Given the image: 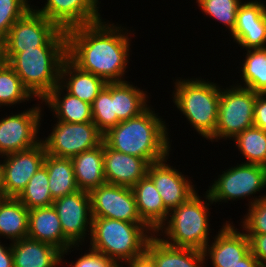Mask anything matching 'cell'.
<instances>
[{"label":"cell","mask_w":266,"mask_h":267,"mask_svg":"<svg viewBox=\"0 0 266 267\" xmlns=\"http://www.w3.org/2000/svg\"><path fill=\"white\" fill-rule=\"evenodd\" d=\"M121 26L102 19L67 30V58L107 83L126 81L123 77L129 66L131 37Z\"/></svg>","instance_id":"cell-1"},{"label":"cell","mask_w":266,"mask_h":267,"mask_svg":"<svg viewBox=\"0 0 266 267\" xmlns=\"http://www.w3.org/2000/svg\"><path fill=\"white\" fill-rule=\"evenodd\" d=\"M148 106L138 116L120 121L103 134L112 149L145 159L149 164L169 157L171 143L165 120Z\"/></svg>","instance_id":"cell-2"},{"label":"cell","mask_w":266,"mask_h":267,"mask_svg":"<svg viewBox=\"0 0 266 267\" xmlns=\"http://www.w3.org/2000/svg\"><path fill=\"white\" fill-rule=\"evenodd\" d=\"M92 218L88 246L121 266L122 263L126 265L127 262L144 254L148 241L155 234L145 223Z\"/></svg>","instance_id":"cell-3"},{"label":"cell","mask_w":266,"mask_h":267,"mask_svg":"<svg viewBox=\"0 0 266 267\" xmlns=\"http://www.w3.org/2000/svg\"><path fill=\"white\" fill-rule=\"evenodd\" d=\"M203 197L206 200H202L197 192L188 201L169 211L167 220L155 235L163 236L159 238L171 246L204 250L211 240L208 237L209 207L213 202L207 192Z\"/></svg>","instance_id":"cell-4"},{"label":"cell","mask_w":266,"mask_h":267,"mask_svg":"<svg viewBox=\"0 0 266 267\" xmlns=\"http://www.w3.org/2000/svg\"><path fill=\"white\" fill-rule=\"evenodd\" d=\"M179 79L174 82L173 103L196 132L208 140L217 126L220 85L200 77Z\"/></svg>","instance_id":"cell-5"},{"label":"cell","mask_w":266,"mask_h":267,"mask_svg":"<svg viewBox=\"0 0 266 267\" xmlns=\"http://www.w3.org/2000/svg\"><path fill=\"white\" fill-rule=\"evenodd\" d=\"M67 47H35L15 54L8 64L36 100H43L58 84Z\"/></svg>","instance_id":"cell-6"},{"label":"cell","mask_w":266,"mask_h":267,"mask_svg":"<svg viewBox=\"0 0 266 267\" xmlns=\"http://www.w3.org/2000/svg\"><path fill=\"white\" fill-rule=\"evenodd\" d=\"M6 47L8 61L15 54L35 47H67L66 31L32 7L10 28Z\"/></svg>","instance_id":"cell-7"},{"label":"cell","mask_w":266,"mask_h":267,"mask_svg":"<svg viewBox=\"0 0 266 267\" xmlns=\"http://www.w3.org/2000/svg\"><path fill=\"white\" fill-rule=\"evenodd\" d=\"M230 87L221 89L218 121L215 133L209 139L211 142H218L220 139L233 140L245 129L254 126L255 101L258 93L237 85Z\"/></svg>","instance_id":"cell-8"},{"label":"cell","mask_w":266,"mask_h":267,"mask_svg":"<svg viewBox=\"0 0 266 267\" xmlns=\"http://www.w3.org/2000/svg\"><path fill=\"white\" fill-rule=\"evenodd\" d=\"M236 167L222 172L218 175L209 189L206 191L212 202H227L251 197L248 206L266 197L265 195L255 197L254 194L266 188V167L256 164L237 163ZM254 195V197H253Z\"/></svg>","instance_id":"cell-9"},{"label":"cell","mask_w":266,"mask_h":267,"mask_svg":"<svg viewBox=\"0 0 266 267\" xmlns=\"http://www.w3.org/2000/svg\"><path fill=\"white\" fill-rule=\"evenodd\" d=\"M44 138L41 142L46 154L60 158H73L103 143V133L93 122L57 121L48 137Z\"/></svg>","instance_id":"cell-10"},{"label":"cell","mask_w":266,"mask_h":267,"mask_svg":"<svg viewBox=\"0 0 266 267\" xmlns=\"http://www.w3.org/2000/svg\"><path fill=\"white\" fill-rule=\"evenodd\" d=\"M38 105V106H36ZM0 119V156L28 150L41 142L37 134L43 117L40 104ZM41 108V109H40ZM42 115V116H41Z\"/></svg>","instance_id":"cell-11"},{"label":"cell","mask_w":266,"mask_h":267,"mask_svg":"<svg viewBox=\"0 0 266 267\" xmlns=\"http://www.w3.org/2000/svg\"><path fill=\"white\" fill-rule=\"evenodd\" d=\"M92 217L144 223L131 187L104 183L90 192Z\"/></svg>","instance_id":"cell-12"},{"label":"cell","mask_w":266,"mask_h":267,"mask_svg":"<svg viewBox=\"0 0 266 267\" xmlns=\"http://www.w3.org/2000/svg\"><path fill=\"white\" fill-rule=\"evenodd\" d=\"M52 205L60 219L64 237L72 245L85 243V237H89L86 235H91L93 219L89 192L78 190L54 200Z\"/></svg>","instance_id":"cell-13"},{"label":"cell","mask_w":266,"mask_h":267,"mask_svg":"<svg viewBox=\"0 0 266 267\" xmlns=\"http://www.w3.org/2000/svg\"><path fill=\"white\" fill-rule=\"evenodd\" d=\"M46 150L42 142L33 148L2 156L6 197H17L30 178L44 164Z\"/></svg>","instance_id":"cell-14"},{"label":"cell","mask_w":266,"mask_h":267,"mask_svg":"<svg viewBox=\"0 0 266 267\" xmlns=\"http://www.w3.org/2000/svg\"><path fill=\"white\" fill-rule=\"evenodd\" d=\"M165 159L149 164L147 176L153 181L164 206L171 211L188 201L197 191L191 179L167 163Z\"/></svg>","instance_id":"cell-15"},{"label":"cell","mask_w":266,"mask_h":267,"mask_svg":"<svg viewBox=\"0 0 266 267\" xmlns=\"http://www.w3.org/2000/svg\"><path fill=\"white\" fill-rule=\"evenodd\" d=\"M99 3V0H46L42 8L35 10L67 31L102 20Z\"/></svg>","instance_id":"cell-16"},{"label":"cell","mask_w":266,"mask_h":267,"mask_svg":"<svg viewBox=\"0 0 266 267\" xmlns=\"http://www.w3.org/2000/svg\"><path fill=\"white\" fill-rule=\"evenodd\" d=\"M261 0L243 2L237 11L233 41L245 48H266V5Z\"/></svg>","instance_id":"cell-17"},{"label":"cell","mask_w":266,"mask_h":267,"mask_svg":"<svg viewBox=\"0 0 266 267\" xmlns=\"http://www.w3.org/2000/svg\"><path fill=\"white\" fill-rule=\"evenodd\" d=\"M235 227L226 220L203 250L205 260L210 259L213 267H233L251 252L249 238Z\"/></svg>","instance_id":"cell-18"},{"label":"cell","mask_w":266,"mask_h":267,"mask_svg":"<svg viewBox=\"0 0 266 267\" xmlns=\"http://www.w3.org/2000/svg\"><path fill=\"white\" fill-rule=\"evenodd\" d=\"M28 237L59 249L62 252L61 260L72 248L80 247L72 245L64 237L60 219L53 205L29 210Z\"/></svg>","instance_id":"cell-19"},{"label":"cell","mask_w":266,"mask_h":267,"mask_svg":"<svg viewBox=\"0 0 266 267\" xmlns=\"http://www.w3.org/2000/svg\"><path fill=\"white\" fill-rule=\"evenodd\" d=\"M103 159L106 183L132 188L147 175L149 163L145 159L116 151L105 142Z\"/></svg>","instance_id":"cell-20"},{"label":"cell","mask_w":266,"mask_h":267,"mask_svg":"<svg viewBox=\"0 0 266 267\" xmlns=\"http://www.w3.org/2000/svg\"><path fill=\"white\" fill-rule=\"evenodd\" d=\"M146 253L157 267H204L206 264L203 250L171 246L155 234L147 243Z\"/></svg>","instance_id":"cell-21"},{"label":"cell","mask_w":266,"mask_h":267,"mask_svg":"<svg viewBox=\"0 0 266 267\" xmlns=\"http://www.w3.org/2000/svg\"><path fill=\"white\" fill-rule=\"evenodd\" d=\"M132 190L141 220L155 233L167 220L169 210L164 206L153 181L147 175L140 179Z\"/></svg>","instance_id":"cell-22"},{"label":"cell","mask_w":266,"mask_h":267,"mask_svg":"<svg viewBox=\"0 0 266 267\" xmlns=\"http://www.w3.org/2000/svg\"><path fill=\"white\" fill-rule=\"evenodd\" d=\"M14 267H56L62 252L54 246L25 237L11 243Z\"/></svg>","instance_id":"cell-23"},{"label":"cell","mask_w":266,"mask_h":267,"mask_svg":"<svg viewBox=\"0 0 266 267\" xmlns=\"http://www.w3.org/2000/svg\"><path fill=\"white\" fill-rule=\"evenodd\" d=\"M60 85L71 95L92 105L107 82L97 75L80 70L66 58L60 70Z\"/></svg>","instance_id":"cell-24"},{"label":"cell","mask_w":266,"mask_h":267,"mask_svg":"<svg viewBox=\"0 0 266 267\" xmlns=\"http://www.w3.org/2000/svg\"><path fill=\"white\" fill-rule=\"evenodd\" d=\"M58 84L43 100L57 121L69 123L92 122L91 104L68 93ZM63 94V95H62Z\"/></svg>","instance_id":"cell-25"},{"label":"cell","mask_w":266,"mask_h":267,"mask_svg":"<svg viewBox=\"0 0 266 267\" xmlns=\"http://www.w3.org/2000/svg\"><path fill=\"white\" fill-rule=\"evenodd\" d=\"M103 154L104 141L101 145L71 158L79 190L90 192L106 183Z\"/></svg>","instance_id":"cell-26"},{"label":"cell","mask_w":266,"mask_h":267,"mask_svg":"<svg viewBox=\"0 0 266 267\" xmlns=\"http://www.w3.org/2000/svg\"><path fill=\"white\" fill-rule=\"evenodd\" d=\"M29 210L15 197L0 201V236L9 241L28 237Z\"/></svg>","instance_id":"cell-27"},{"label":"cell","mask_w":266,"mask_h":267,"mask_svg":"<svg viewBox=\"0 0 266 267\" xmlns=\"http://www.w3.org/2000/svg\"><path fill=\"white\" fill-rule=\"evenodd\" d=\"M146 91L128 81L113 83L114 113L120 121H125L142 113L149 104Z\"/></svg>","instance_id":"cell-28"},{"label":"cell","mask_w":266,"mask_h":267,"mask_svg":"<svg viewBox=\"0 0 266 267\" xmlns=\"http://www.w3.org/2000/svg\"><path fill=\"white\" fill-rule=\"evenodd\" d=\"M48 171L49 189L53 200L79 190L71 158L46 154L43 164Z\"/></svg>","instance_id":"cell-29"},{"label":"cell","mask_w":266,"mask_h":267,"mask_svg":"<svg viewBox=\"0 0 266 267\" xmlns=\"http://www.w3.org/2000/svg\"><path fill=\"white\" fill-rule=\"evenodd\" d=\"M241 71L244 82L237 83V86L251 89L258 94L266 93V48L246 50ZM240 84V85H239Z\"/></svg>","instance_id":"cell-30"},{"label":"cell","mask_w":266,"mask_h":267,"mask_svg":"<svg viewBox=\"0 0 266 267\" xmlns=\"http://www.w3.org/2000/svg\"><path fill=\"white\" fill-rule=\"evenodd\" d=\"M246 164L266 167V131L257 127L245 129L234 140Z\"/></svg>","instance_id":"cell-31"},{"label":"cell","mask_w":266,"mask_h":267,"mask_svg":"<svg viewBox=\"0 0 266 267\" xmlns=\"http://www.w3.org/2000/svg\"><path fill=\"white\" fill-rule=\"evenodd\" d=\"M16 198L28 210L53 204L54 200L49 189L48 171L44 165L30 178L29 183Z\"/></svg>","instance_id":"cell-32"},{"label":"cell","mask_w":266,"mask_h":267,"mask_svg":"<svg viewBox=\"0 0 266 267\" xmlns=\"http://www.w3.org/2000/svg\"><path fill=\"white\" fill-rule=\"evenodd\" d=\"M34 98L9 64L0 67V107L20 104Z\"/></svg>","instance_id":"cell-33"},{"label":"cell","mask_w":266,"mask_h":267,"mask_svg":"<svg viewBox=\"0 0 266 267\" xmlns=\"http://www.w3.org/2000/svg\"><path fill=\"white\" fill-rule=\"evenodd\" d=\"M91 109L92 122L103 134L120 122L117 115L114 113L113 83H107L94 99Z\"/></svg>","instance_id":"cell-34"},{"label":"cell","mask_w":266,"mask_h":267,"mask_svg":"<svg viewBox=\"0 0 266 267\" xmlns=\"http://www.w3.org/2000/svg\"><path fill=\"white\" fill-rule=\"evenodd\" d=\"M199 9L211 19L222 23L230 34L235 29L237 11L243 3L242 0H196Z\"/></svg>","instance_id":"cell-35"},{"label":"cell","mask_w":266,"mask_h":267,"mask_svg":"<svg viewBox=\"0 0 266 267\" xmlns=\"http://www.w3.org/2000/svg\"><path fill=\"white\" fill-rule=\"evenodd\" d=\"M30 0H0V36L6 37L13 24L33 6Z\"/></svg>","instance_id":"cell-36"},{"label":"cell","mask_w":266,"mask_h":267,"mask_svg":"<svg viewBox=\"0 0 266 267\" xmlns=\"http://www.w3.org/2000/svg\"><path fill=\"white\" fill-rule=\"evenodd\" d=\"M242 218L245 234H266V197L253 203Z\"/></svg>","instance_id":"cell-37"},{"label":"cell","mask_w":266,"mask_h":267,"mask_svg":"<svg viewBox=\"0 0 266 267\" xmlns=\"http://www.w3.org/2000/svg\"><path fill=\"white\" fill-rule=\"evenodd\" d=\"M89 252H85L75 262L67 266L70 267H121L116 261L107 258L101 252L95 251L89 247Z\"/></svg>","instance_id":"cell-38"},{"label":"cell","mask_w":266,"mask_h":267,"mask_svg":"<svg viewBox=\"0 0 266 267\" xmlns=\"http://www.w3.org/2000/svg\"><path fill=\"white\" fill-rule=\"evenodd\" d=\"M250 241V251L266 267V234H246Z\"/></svg>","instance_id":"cell-39"},{"label":"cell","mask_w":266,"mask_h":267,"mask_svg":"<svg viewBox=\"0 0 266 267\" xmlns=\"http://www.w3.org/2000/svg\"><path fill=\"white\" fill-rule=\"evenodd\" d=\"M254 127L266 131V93L257 94L254 110Z\"/></svg>","instance_id":"cell-40"},{"label":"cell","mask_w":266,"mask_h":267,"mask_svg":"<svg viewBox=\"0 0 266 267\" xmlns=\"http://www.w3.org/2000/svg\"><path fill=\"white\" fill-rule=\"evenodd\" d=\"M9 246L6 247L0 242V267H14L11 243Z\"/></svg>","instance_id":"cell-41"},{"label":"cell","mask_w":266,"mask_h":267,"mask_svg":"<svg viewBox=\"0 0 266 267\" xmlns=\"http://www.w3.org/2000/svg\"><path fill=\"white\" fill-rule=\"evenodd\" d=\"M128 267H157L154 260L145 252L139 257L127 262ZM123 267V265L121 266Z\"/></svg>","instance_id":"cell-42"},{"label":"cell","mask_w":266,"mask_h":267,"mask_svg":"<svg viewBox=\"0 0 266 267\" xmlns=\"http://www.w3.org/2000/svg\"><path fill=\"white\" fill-rule=\"evenodd\" d=\"M233 267H261L259 261L250 252L245 258L239 260V263Z\"/></svg>","instance_id":"cell-43"},{"label":"cell","mask_w":266,"mask_h":267,"mask_svg":"<svg viewBox=\"0 0 266 267\" xmlns=\"http://www.w3.org/2000/svg\"><path fill=\"white\" fill-rule=\"evenodd\" d=\"M8 64L6 37L0 36V67Z\"/></svg>","instance_id":"cell-44"},{"label":"cell","mask_w":266,"mask_h":267,"mask_svg":"<svg viewBox=\"0 0 266 267\" xmlns=\"http://www.w3.org/2000/svg\"><path fill=\"white\" fill-rule=\"evenodd\" d=\"M0 197L5 198V191H4V170L3 164L0 162Z\"/></svg>","instance_id":"cell-45"}]
</instances>
